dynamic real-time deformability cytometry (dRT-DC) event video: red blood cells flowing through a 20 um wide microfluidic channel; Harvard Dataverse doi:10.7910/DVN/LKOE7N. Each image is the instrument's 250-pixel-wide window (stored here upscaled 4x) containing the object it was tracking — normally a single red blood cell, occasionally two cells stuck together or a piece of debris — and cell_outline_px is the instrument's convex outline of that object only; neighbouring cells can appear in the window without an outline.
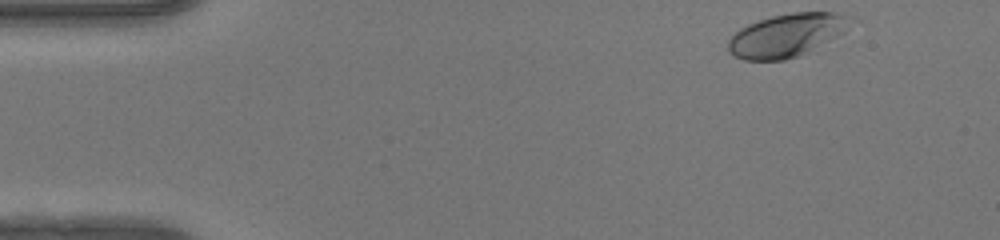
{"species": "human", "species_latin": "Homo sapiens", "temperature_condition": "warm", "stored_images_in_passage": 46, "camera_frame_rate_fps": 3000, "um_per_image_px": 0.085, "donor": {"sex": "female"}, "frame": {"image": 1, "passage_image": 1, "time_ms": 0.0, "image_size_px": [1000, 240], "cell_outline_px": [[860, 20], [844, 32], [816, 52], [784, 60], [744, 60], [732, 56], [728, 52], [728, 40], [740, 28], [748, 24], [772, 16], [792, 12], [832, 12], [856, 16]], "centroid_in_image_um": [67.01, 3.0], "position_along_channel_um": 18.0, "area_um2": 32.02}}
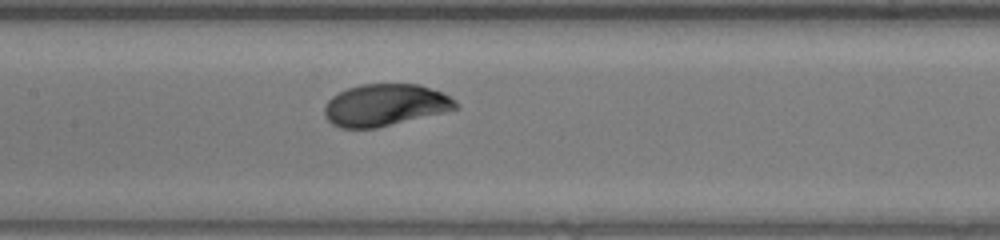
{"frame": {"image": 2, "passage_image": 20, "time_ms": 6.333, "image_size_px": [1000, 240], "cell_outline_px": [[460, 108], [444, 112], [376, 128], [340, 128], [332, 124], [324, 116], [324, 104], [332, 96], [348, 88], [360, 84], [420, 84], [440, 92], [456, 100], [460, 104]], "centroid_in_image_um": [32.72, 8.93], "position_along_channel_um": 174.7, "area_um2": 32.14}}
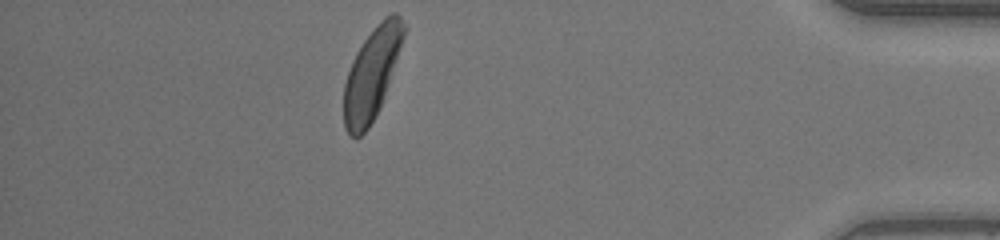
{"frame": {"image": 3, "passage_image": 40, "time_ms": 13.0, "image_size_px": [1000, 240], "cell_outline_px": [[408, 28], [380, 108], [368, 128], [356, 140], [344, 128], [344, 84], [352, 60], [356, 52], [364, 40], [376, 24], [384, 16], [392, 12], [396, 12], [408, 24]], "centroid_in_image_um": [31.63, 6.21], "position_along_channel_um": 403.6, "area_um2": 32.14}, "authors_computed_cell_mechanics": {"area_um2": 31.79, "velocity_mm_per_s": 4.1552, "shape_relaxation_time_tau1_ms": 3.8221, "shape_relaxation_time_tau2_ms": null, "deformation_change_tau1": 0.195, "deformation_change_tau2": null}}